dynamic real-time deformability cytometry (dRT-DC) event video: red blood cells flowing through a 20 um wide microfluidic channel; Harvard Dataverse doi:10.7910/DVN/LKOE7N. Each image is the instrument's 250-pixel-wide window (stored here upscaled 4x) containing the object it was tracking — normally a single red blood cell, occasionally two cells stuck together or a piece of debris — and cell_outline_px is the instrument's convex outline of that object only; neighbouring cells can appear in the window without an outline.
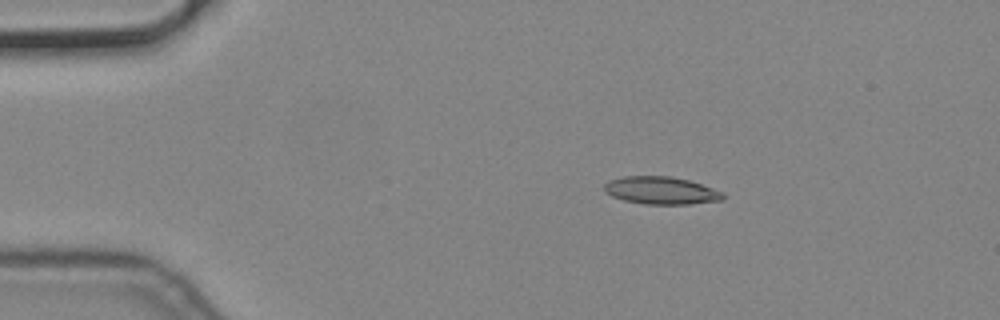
{"species": "common noctule bat (a hibernating species)", "species_latin": "Nyctalus noctula", "temperature_condition": "cold", "stored_images_in_passage": 3, "camera_frame_rate_fps": 3000, "um_per_image_px": 0.085, "animal": {"sex": "male", "body_mass_g": 19.2, "forearm_length_mm": 51.8}, "frame": {"image": 1, "passage_image": 1, "time_ms": 0.0, "image_size_px": [1000, 320], "cell_outline_px": [[724, 200], [688, 204], [644, 204], [624, 200], [612, 196], [604, 192], [604, 184], [608, 180], [624, 176], [668, 176], [688, 180], [724, 192]], "centroid_in_image_um": [56.17, 16.19], "position_along_channel_um": 28.8, "area_um2": 19.07}}